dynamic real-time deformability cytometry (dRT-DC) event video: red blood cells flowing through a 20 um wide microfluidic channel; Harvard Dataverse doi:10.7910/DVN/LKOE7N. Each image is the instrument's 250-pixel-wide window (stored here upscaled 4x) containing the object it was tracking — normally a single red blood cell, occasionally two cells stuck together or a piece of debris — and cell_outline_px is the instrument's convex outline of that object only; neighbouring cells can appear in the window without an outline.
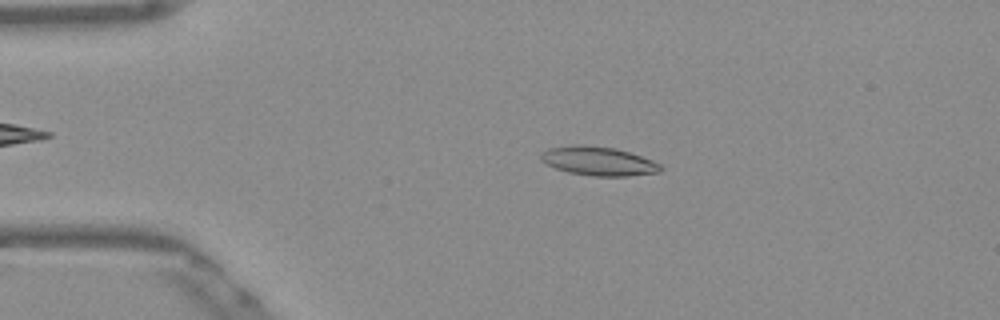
{"species": "Egyptian fruit bat (a non-hibernating species)", "species_latin": "Rousettus aegyptiacus", "temperature_condition": "warm", "stored_images_in_passage": 51, "camera_frame_rate_fps": 3000, "um_per_image_px": 0.085, "frame": {"image": 1, "passage_image": 10, "time_ms": 3.0, "image_size_px": [1000, 320], "cell_outline_px": [[664, 168], [660, 172], [628, 176], [592, 176], [568, 172], [556, 168], [540, 160], [540, 152], [548, 148], [572, 144], [580, 144], [612, 148], [628, 152], [652, 160], [660, 164]], "centroid_in_image_um": [50.84, 13.69], "position_along_channel_um": 34.2, "area_um2": 20.17}}
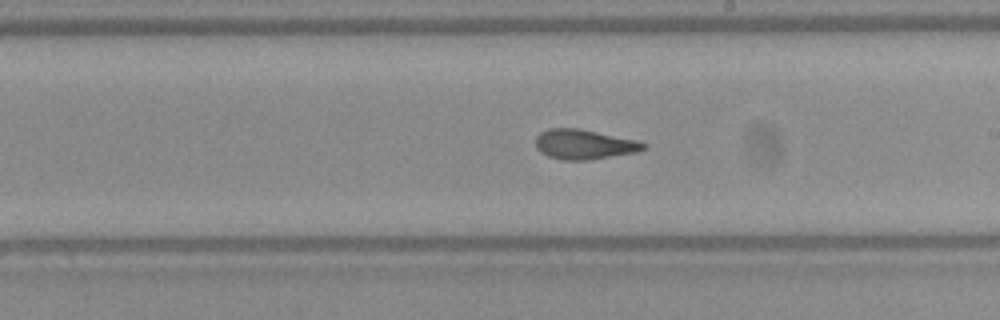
{"frame": {"image": 2, "passage_image": 29, "time_ms": 9.333, "image_size_px": [1000, 320], "cell_outline_px": [[644, 148], [636, 152], [588, 160], [560, 160], [548, 156], [540, 152], [536, 148], [536, 136], [540, 132], [548, 128], [580, 128], [640, 140], [644, 144]], "centroid_in_image_um": [49.62, 12.26], "position_along_channel_um": 239.4, "area_um2": 18.9}}
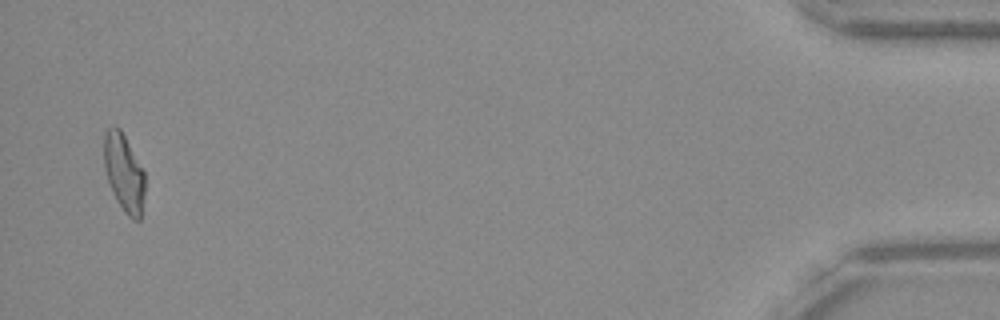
{"frame": {"image": 3, "passage_image": 50, "time_ms": 16.333, "image_size_px": [1000, 320], "cell_outline_px": [[144, 192], [140, 220], [132, 220], [124, 212], [116, 200], [108, 180], [104, 168], [104, 132], [108, 128], [120, 128], [144, 172]], "centroid_in_image_um": [10.52, 14.71], "position_along_channel_um": 424.7, "area_um2": 18.21}, "authors_computed_cell_mechanics": {"area_um2": 19.1318, "velocity_mm_per_s": 3.8787, "shape_relaxation_time_tau1_ms": null, "shape_relaxation_time_tau2_ms": 1.5309, "deformation_change_tau1": null, "deformation_change_tau2": 0.0931}}